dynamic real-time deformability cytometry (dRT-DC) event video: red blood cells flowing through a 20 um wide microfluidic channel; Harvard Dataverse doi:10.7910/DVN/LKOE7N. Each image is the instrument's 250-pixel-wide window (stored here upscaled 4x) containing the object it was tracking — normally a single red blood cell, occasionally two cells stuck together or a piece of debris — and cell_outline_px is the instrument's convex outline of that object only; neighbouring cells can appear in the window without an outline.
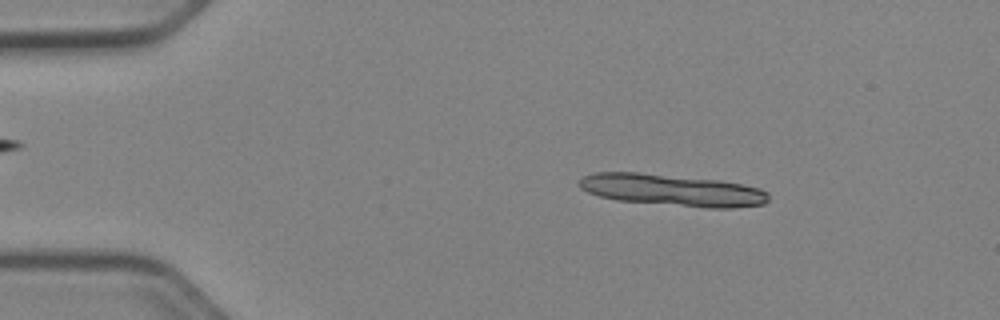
{"species": "Egyptian fruit bat (a non-hibernating species)", "species_latin": "Rousettus aegyptiacus", "temperature_condition": "cold", "stored_images_in_passage": 10, "camera_frame_rate_fps": 3000, "um_per_image_px": 0.085, "animal": {"sex": "female"}, "frame": {"image": 1, "passage_image": 4, "time_ms": 1.0, "image_size_px": [1000, 320], "cell_outline_px": [[768, 200], [764, 204], [732, 208], [704, 208], [616, 200], [600, 196], [588, 192], [580, 188], [576, 184], [584, 176], [596, 172], [640, 172], [720, 180], [760, 188], [768, 192]], "centroid_in_image_um": [57.13, 16.16], "position_along_channel_um": 27.9, "area_um2": 35.26}}